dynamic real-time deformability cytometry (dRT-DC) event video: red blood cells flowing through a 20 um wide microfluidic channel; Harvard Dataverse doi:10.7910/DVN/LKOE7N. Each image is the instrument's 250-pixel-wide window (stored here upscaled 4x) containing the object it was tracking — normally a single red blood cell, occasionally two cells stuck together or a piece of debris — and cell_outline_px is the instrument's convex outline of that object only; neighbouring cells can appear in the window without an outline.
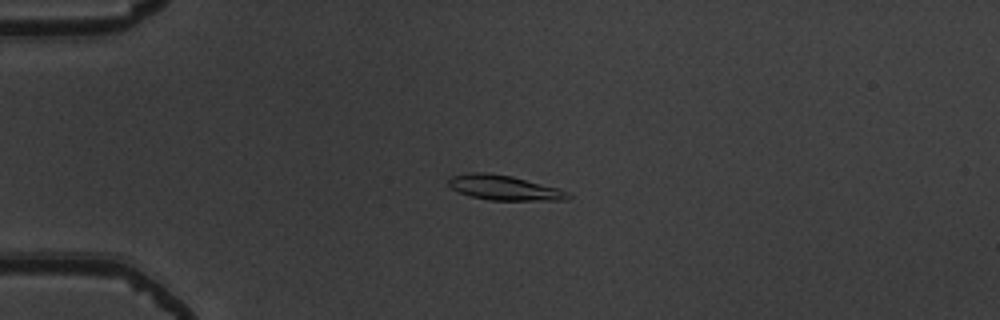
{"species": "common noctule bat (a hibernating species)", "species_latin": "Nyctalus noctula", "temperature_condition": "warm", "stored_images_in_passage": 55, "camera_frame_rate_fps": 3000, "um_per_image_px": 0.085, "animal": {"sex": "male", "body_mass_g": 19.5, "forearm_length_mm": 54.6}, "frame": {"image": 1, "passage_image": 15, "time_ms": 4.667, "image_size_px": [1000, 320], "cell_outline_px": [[572, 196], [568, 200], [488, 200], [472, 196], [460, 192], [452, 188], [448, 184], [448, 180], [452, 176], [468, 172], [484, 172], [512, 176], [560, 188], [568, 192]], "centroid_in_image_um": [42.9, 15.95], "position_along_channel_um": 42.1, "area_um2": 17.34}}
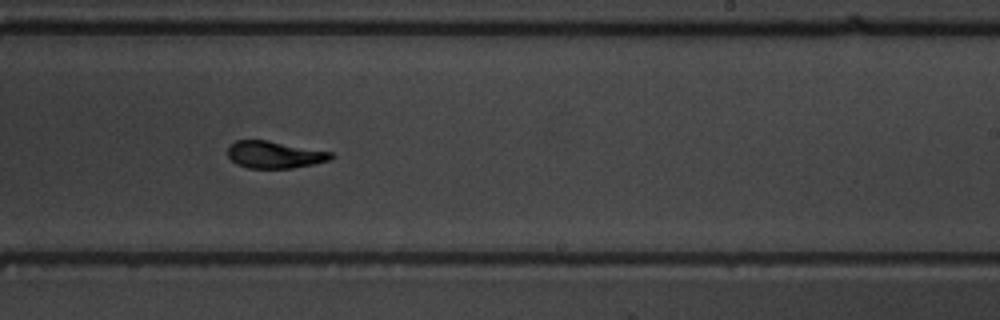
{"frame": {"image": 2, "passage_image": 35, "time_ms": 11.333, "image_size_px": [1000, 320], "cell_outline_px": [[336, 156], [328, 160], [312, 164], [292, 168], [248, 168], [236, 164], [228, 156], [228, 144], [236, 140], [268, 140], [332, 152]], "centroid_in_image_um": [23.31, 13.14], "position_along_channel_um": 265.7, "area_um2": 16.36}}
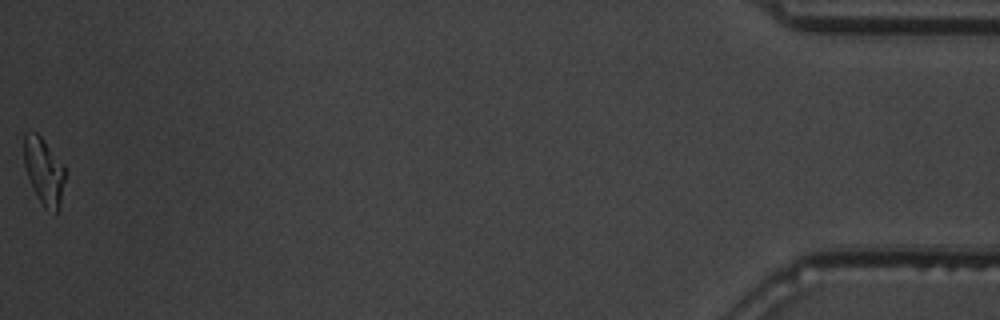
{"frame": {"image": 3, "passage_image": 55, "time_ms": 18.0, "image_size_px": [1000, 320], "cell_outline_px": [[64, 180], [60, 208], [56, 212], [44, 208], [36, 196], [28, 176], [24, 164], [24, 132], [36, 132], [40, 136], [64, 164]], "centroid_in_image_um": [3.73, 14.55], "position_along_channel_um": 431.5, "area_um2": 15.9}, "authors_computed_cell_mechanics": {"area_um2": 16.762, "velocity_mm_per_s": 3.8381, "shape_relaxation_time_tau1_ms": 2.78, "shape_relaxation_time_tau2_ms": 1.754, "deformation_change_tau1": 0.1741, "deformation_change_tau2": 0.0905}}